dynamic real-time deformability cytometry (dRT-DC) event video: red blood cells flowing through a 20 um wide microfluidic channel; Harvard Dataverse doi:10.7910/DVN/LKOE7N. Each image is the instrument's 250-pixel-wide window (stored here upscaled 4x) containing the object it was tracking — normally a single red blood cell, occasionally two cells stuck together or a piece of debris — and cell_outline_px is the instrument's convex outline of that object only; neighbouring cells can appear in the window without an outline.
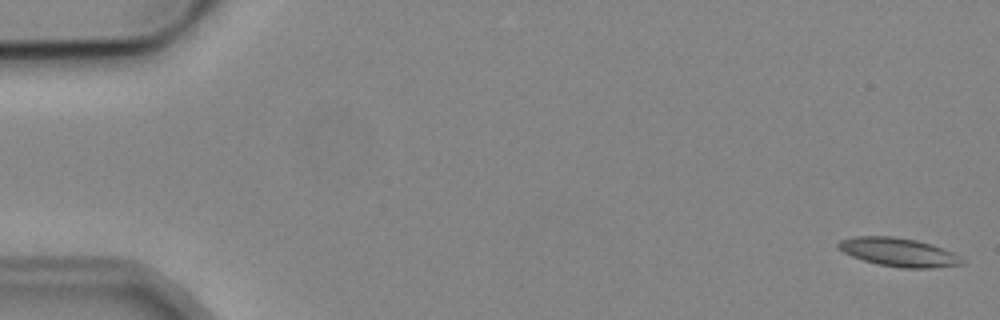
{"species": "common noctule bat (a hibernating species)", "species_latin": "Nyctalus noctula", "temperature_condition": "cold", "stored_images_in_passage": 6, "camera_frame_rate_fps": 3000, "um_per_image_px": 0.085, "animal": {"sex": "male", "body_mass_g": 19.2, "forearm_length_mm": 51.8}, "frame": {"image": 1, "passage_image": 1, "time_ms": 0.0, "image_size_px": [1000, 320], "cell_outline_px": [[964, 264], [932, 268], [904, 268], [880, 264], [864, 260], [852, 256], [836, 248], [836, 244], [840, 240], [852, 236], [892, 236], [916, 240], [932, 244], [944, 248], [960, 256], [964, 260]], "centroid_in_image_um": [76.38, 21.42], "position_along_channel_um": 8.6, "area_um2": 20.63}}
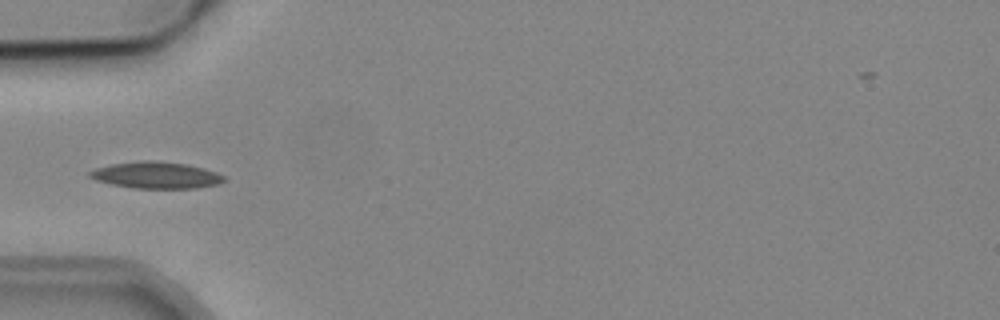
{"frame": {"image": 2, "passage_image": 6, "time_ms": 5.667, "image_size_px": [1000, 320], "cell_outline_px": [[228, 180], [216, 184], [196, 188], [132, 188], [112, 184], [96, 180], [88, 176], [88, 172], [96, 168], [112, 164], [144, 160], [148, 160], [184, 164], [204, 168], [216, 172], [224, 176]], "centroid_in_image_um": [13.27, 14.89], "position_along_channel_um": 71.7, "area_um2": 20.63}}